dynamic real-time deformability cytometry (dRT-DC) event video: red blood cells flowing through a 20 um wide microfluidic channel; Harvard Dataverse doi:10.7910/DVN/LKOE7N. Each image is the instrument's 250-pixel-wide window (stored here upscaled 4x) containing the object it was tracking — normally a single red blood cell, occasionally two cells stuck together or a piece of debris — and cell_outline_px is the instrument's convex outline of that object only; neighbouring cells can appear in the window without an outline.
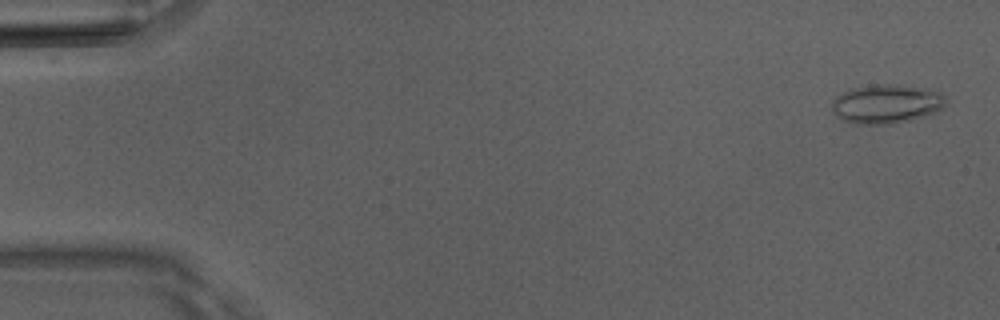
{"species": "Egyptian fruit bat (a non-hibernating species)", "species_latin": "Rousettus aegyptiacus", "temperature_condition": "room temperature", "stored_images_in_passage": 47, "camera_frame_rate_fps": 3000, "um_per_image_px": 0.085, "animal": {"sex": "male"}, "frame": {"image": 1, "passage_image": 2, "time_ms": 0.333, "image_size_px": [1000, 320], "cell_outline_px": [[948, 104], [944, 108], [936, 112], [912, 120], [892, 124], [852, 124], [844, 120], [832, 112], [832, 100], [836, 96], [852, 88], [880, 84], [888, 84], [916, 88], [940, 92], [944, 96]], "centroid_in_image_um": [75.34, 8.86], "position_along_channel_um": 9.7, "area_um2": 25.78}}
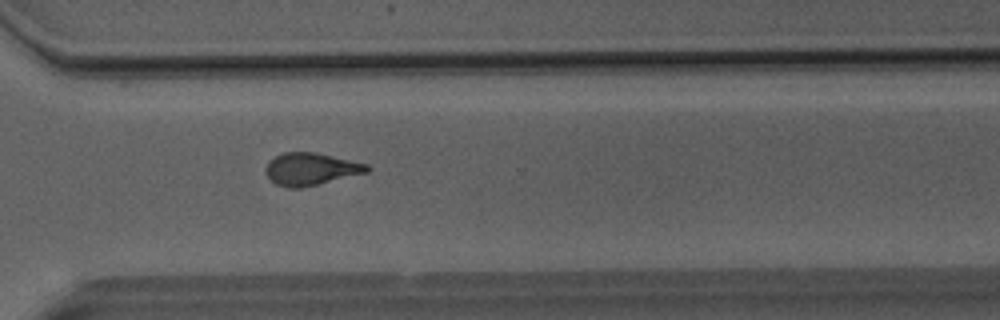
{"frame": {"image": 2, "passage_image": 37, "time_ms": 12.0, "image_size_px": [1000, 320], "cell_outline_px": [[372, 168], [368, 172], [300, 188], [288, 188], [276, 184], [264, 172], [264, 168], [276, 156], [284, 152], [316, 152], [368, 164]], "centroid_in_image_um": [26.43, 14.36], "position_along_channel_um": 344.2, "area_um2": 18.96}}
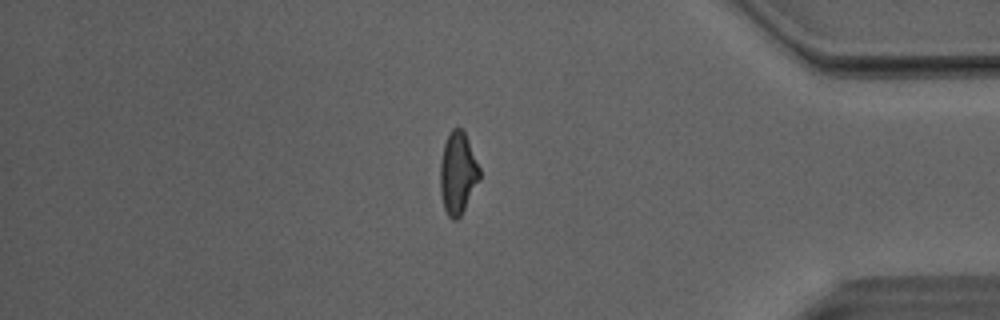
{"frame": {"image": 3, "passage_image": 43, "time_ms": 14.0, "image_size_px": [1000, 320], "cell_outline_px": [[480, 180], [460, 216], [456, 220], [452, 220], [448, 216], [444, 208], [440, 192], [440, 160], [444, 144], [452, 128], [460, 128], [464, 132], [468, 140], [480, 168]], "centroid_in_image_um": [38.91, 14.73], "position_along_channel_um": 396.3, "area_um2": 18.79}, "authors_computed_cell_mechanics": {"area_um2": 19.3052, "velocity_mm_per_s": 4.1026, "shape_relaxation_time_tau1_ms": 5.2344, "shape_relaxation_time_tau2_ms": 1.6776, "deformation_change_tau1": 0.172, "deformation_change_tau2": 0.0965}}